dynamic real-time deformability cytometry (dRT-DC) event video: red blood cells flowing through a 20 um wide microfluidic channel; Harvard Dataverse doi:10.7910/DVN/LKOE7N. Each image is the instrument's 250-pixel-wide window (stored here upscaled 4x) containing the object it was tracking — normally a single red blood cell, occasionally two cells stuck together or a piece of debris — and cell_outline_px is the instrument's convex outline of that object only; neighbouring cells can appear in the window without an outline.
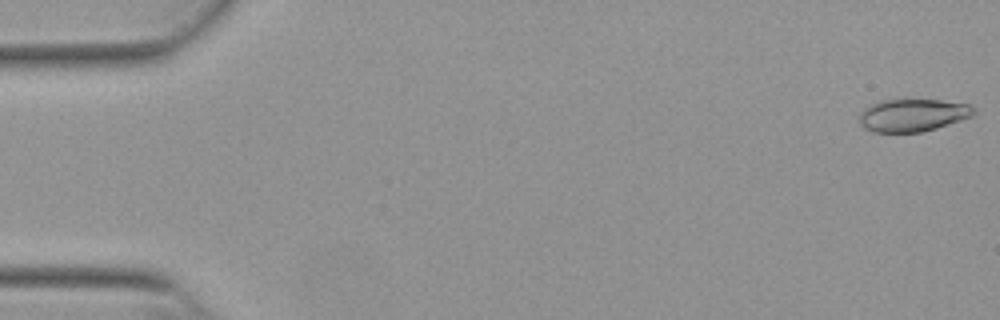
{"species": "Egyptian fruit bat (a non-hibernating species)", "species_latin": "Rousettus aegyptiacus", "temperature_condition": "warm", "stored_images_in_passage": 53, "camera_frame_rate_fps": 3000, "um_per_image_px": 0.085, "animal": {"sex": "female"}, "frame": {"image": 1, "passage_image": 1, "time_ms": 0.0, "image_size_px": [1000, 320], "cell_outline_px": [[976, 112], [972, 116], [924, 132], [872, 132], [864, 128], [860, 124], [856, 116], [864, 108], [880, 100], [940, 100], [968, 104], [976, 108]], "centroid_in_image_um": [77.54, 9.79], "position_along_channel_um": 7.5, "area_um2": 21.91}}
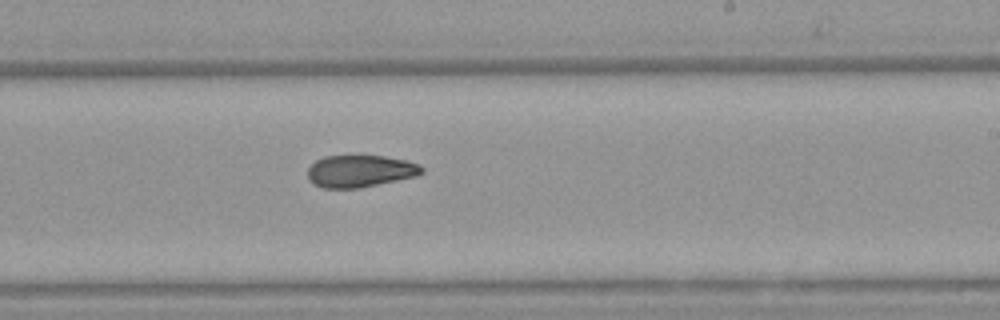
{"frame": {"image": 2, "passage_image": 32, "time_ms": 10.333, "image_size_px": [1000, 320], "cell_outline_px": [[424, 172], [416, 176], [360, 188], [324, 188], [312, 184], [308, 180], [308, 168], [316, 160], [324, 156], [384, 156], [404, 160], [420, 164], [424, 168]], "centroid_in_image_um": [30.6, 14.55], "position_along_channel_um": 258.4, "area_um2": 21.39}}
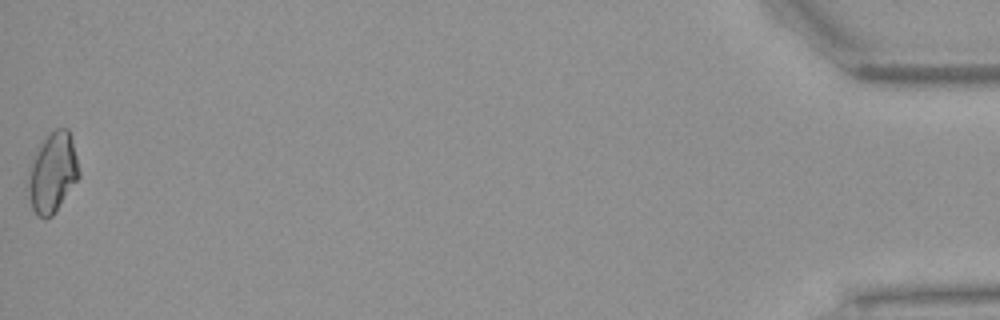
{"frame": {"image": 3, "passage_image": 53, "time_ms": 17.333, "image_size_px": [1000, 320], "cell_outline_px": [[80, 176], [52, 216], [40, 216], [32, 208], [24, 188], [32, 160], [36, 148], [40, 140], [56, 128], [68, 128], [72, 140], [80, 172]], "centroid_in_image_um": [4.42, 14.64], "position_along_channel_um": 430.8, "area_um2": 23.93}, "authors_computed_cell_mechanics": {"area_um2": 22.253, "velocity_mm_per_s": 3.8783, "shape_relaxation_time_tau1_ms": 10.5762, "shape_relaxation_time_tau2_ms": 4.8049, "deformation_change_tau1": 0.2076, "deformation_change_tau2": 0.1072}}